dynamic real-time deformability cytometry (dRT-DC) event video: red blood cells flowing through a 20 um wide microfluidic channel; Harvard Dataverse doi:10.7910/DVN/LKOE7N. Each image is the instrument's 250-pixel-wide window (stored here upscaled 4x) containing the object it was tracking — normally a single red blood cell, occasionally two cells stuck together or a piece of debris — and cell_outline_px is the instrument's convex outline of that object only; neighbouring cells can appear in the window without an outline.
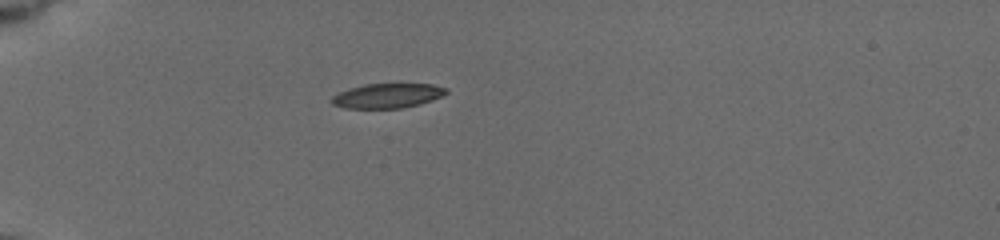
{"species": "common noctule bat (a hibernating species)", "species_latin": "Nyctalus noctula", "temperature_condition": "cold", "stored_images_in_passage": 25, "camera_frame_rate_fps": 3000, "um_per_image_px": 0.085, "animal": {"sex": "female", "body_mass_g": 19.5, "forearm_length_mm": 54.1}, "frame": {"image": 1, "passage_image": 1, "time_ms": 0.0, "image_size_px": [1000, 240], "cell_outline_px": [[448, 92], [432, 100], [420, 104], [400, 108], [344, 108], [332, 104], [332, 96], [340, 92], [364, 84], [432, 84], [448, 88]], "centroid_in_image_um": [32.95, 8.14], "position_along_channel_um": 52.1, "area_um2": 16.24}}
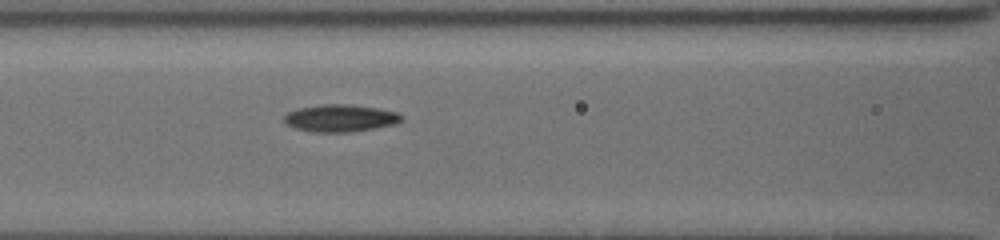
{"frame": {"image": 2, "passage_image": 12, "time_ms": 3.0, "image_size_px": [1000, 240], "cell_outline_px": [[400, 120], [396, 124], [348, 132], [316, 132], [296, 128], [288, 124], [284, 120], [284, 116], [288, 112], [296, 108], [320, 104], [352, 104], [376, 108], [396, 112], [400, 116]], "centroid_in_image_um": [28.88, 10.02], "position_along_channel_um": 137.7, "area_um2": 18.38}}
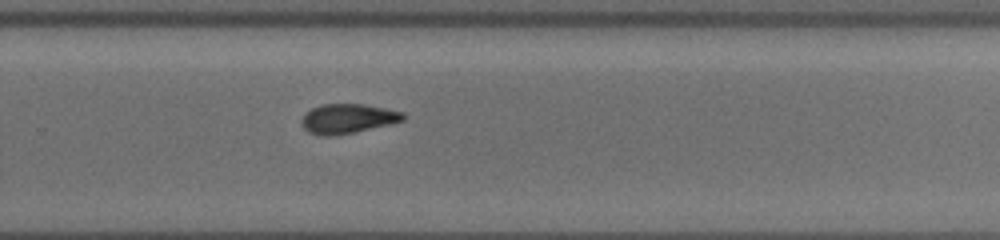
{"frame": {"image": 3, "passage_image": 25, "time_ms": 7.333, "image_size_px": [1000, 240], "cell_outline_px": [[408, 116], [404, 120], [388, 124], [352, 132], [328, 136], [312, 132], [304, 128], [304, 116], [312, 108], [320, 104], [364, 104], [404, 112]], "centroid_in_image_um": [29.63, 10.05], "position_along_channel_um": 300.2, "area_um2": 16.88}}